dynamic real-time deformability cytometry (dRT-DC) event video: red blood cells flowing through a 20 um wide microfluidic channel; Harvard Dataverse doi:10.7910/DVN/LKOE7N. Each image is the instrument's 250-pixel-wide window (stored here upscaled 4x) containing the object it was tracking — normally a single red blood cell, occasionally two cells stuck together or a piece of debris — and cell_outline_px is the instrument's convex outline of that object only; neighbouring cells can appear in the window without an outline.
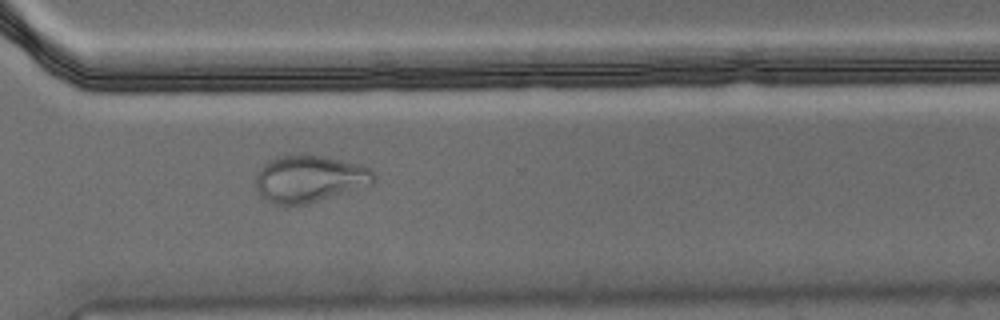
{"species": "Egyptian fruit bat (a non-hibernating species)", "species_latin": "Rousettus aegyptiacus", "temperature_condition": "warm", "stored_images_in_passage": 55, "camera_frame_rate_fps": 3000, "um_per_image_px": 0.085, "animal": {"sex": "male"}, "frame": {"image": 1, "passage_image": 40, "time_ms": 13.0, "image_size_px": [1000, 320], "cell_outline_px": [[376, 180], [372, 184], [348, 192], [308, 204], [284, 208], [272, 204], [264, 200], [260, 196], [256, 188], [256, 172], [264, 164], [276, 156], [324, 156], [360, 164], [372, 168], [376, 176]], "centroid_in_image_um": [26.29, 15.25], "position_along_channel_um": 344.3, "area_um2": 32.95}, "authors_computed_cell_mechanics": {"area_um2": 27.9752, "velocity_mm_per_s": 3.6083, "shape_relaxation_time_tau1_ms": null, "shape_relaxation_time_tau2_ms": 1.1362, "deformation_change_tau1": null, "deformation_change_tau2": 0.075}}